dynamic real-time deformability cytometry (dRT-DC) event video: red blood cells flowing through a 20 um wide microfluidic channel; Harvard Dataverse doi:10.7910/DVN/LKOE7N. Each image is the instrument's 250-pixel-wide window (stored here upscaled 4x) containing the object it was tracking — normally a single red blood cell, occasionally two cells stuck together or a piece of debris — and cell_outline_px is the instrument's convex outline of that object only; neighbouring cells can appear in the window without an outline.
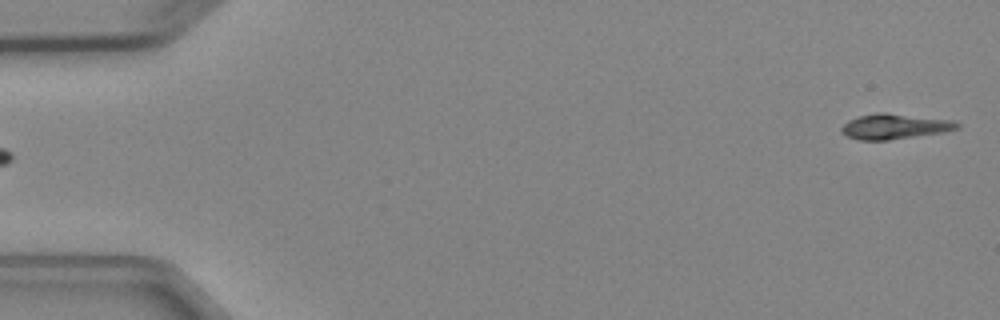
{"species": "Egyptian fruit bat (a non-hibernating species)", "species_latin": "Rousettus aegyptiacus", "temperature_condition": "cold", "stored_images_in_passage": 5, "segment_of_instrument_passage": [2, 2], "camera_frame_rate_fps": 3000, "um_per_image_px": 0.085, "animal": {"sex": "female"}, "frame": {"image": 1, "passage_image": 5, "time_ms": 5.333, "image_size_px": [1000, 320], "cell_outline_px": [[960, 128], [944, 132], [888, 140], [860, 140], [848, 136], [840, 132], [840, 128], [848, 120], [860, 116], [876, 112], [884, 112], [952, 120], [960, 124]], "centroid_in_image_um": [76.04, 10.74], "position_along_channel_um": 9.0, "area_um2": 16.99}}